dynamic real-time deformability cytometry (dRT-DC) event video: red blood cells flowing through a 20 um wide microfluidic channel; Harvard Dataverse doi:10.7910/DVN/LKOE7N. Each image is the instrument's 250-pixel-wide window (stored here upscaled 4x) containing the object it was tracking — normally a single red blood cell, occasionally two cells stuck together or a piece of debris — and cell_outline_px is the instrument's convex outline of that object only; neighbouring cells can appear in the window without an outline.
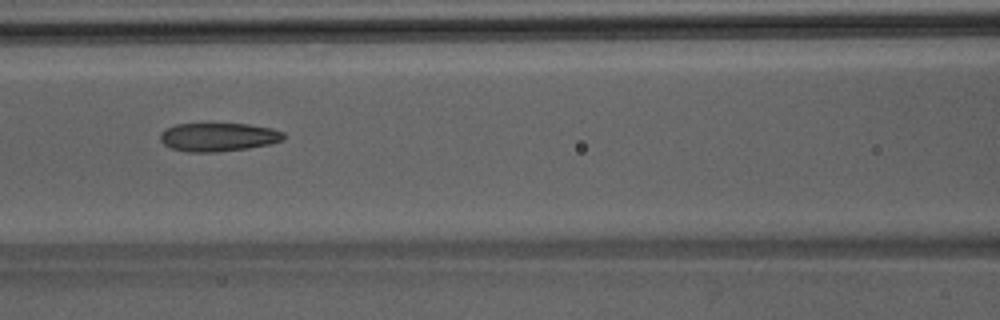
{"species": "Egyptian fruit bat (a non-hibernating species)", "species_latin": "Rousettus aegyptiacus", "temperature_condition": "room temperature", "stored_images_in_passage": 7, "camera_frame_rate_fps": 3000, "um_per_image_px": 0.085, "animal": {"sex": "male"}, "frame": {"image": 1, "passage_image": 7, "time_ms": 6.667, "image_size_px": [1000, 320], "cell_outline_px": [[284, 140], [268, 144], [248, 148], [216, 152], [188, 152], [172, 148], [164, 144], [160, 140], [160, 132], [176, 124], [248, 124], [272, 128], [284, 132]], "centroid_in_image_um": [18.56, 11.65], "position_along_channel_um": 148.0, "area_um2": 20.4}}